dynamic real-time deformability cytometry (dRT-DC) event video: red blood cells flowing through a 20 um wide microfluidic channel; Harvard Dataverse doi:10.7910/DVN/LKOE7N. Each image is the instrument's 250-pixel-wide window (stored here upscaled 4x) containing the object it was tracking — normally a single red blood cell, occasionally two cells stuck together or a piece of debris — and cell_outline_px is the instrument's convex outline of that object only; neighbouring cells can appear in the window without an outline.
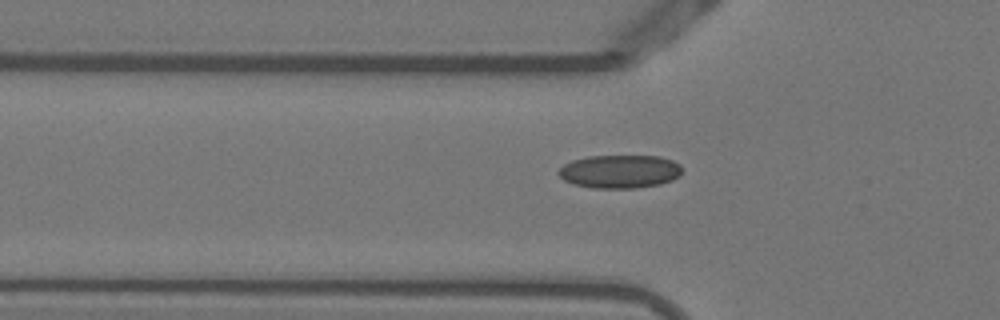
{"species": "Egyptian fruit bat (a non-hibernating species)", "species_latin": "Rousettus aegyptiacus", "temperature_condition": "warm", "stored_images_in_passage": 42, "camera_frame_rate_fps": 3000, "um_per_image_px": 0.085, "animal": {"sex": "female"}, "frame": {"image": 1, "passage_image": 6, "time_ms": 1.667, "image_size_px": [1000, 320], "cell_outline_px": [[680, 176], [672, 180], [660, 184], [636, 188], [592, 188], [572, 184], [564, 180], [556, 172], [564, 164], [572, 160], [588, 156], [660, 156], [672, 160], [680, 164]], "centroid_in_image_um": [52.66, 14.58], "position_along_channel_um": 73.1, "area_um2": 24.1}}
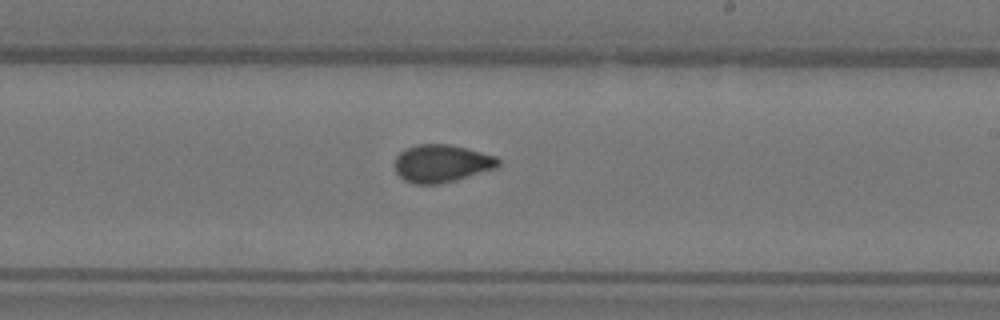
{"frame": {"image": 2, "passage_image": 20, "time_ms": 6.333, "image_size_px": [1000, 320], "cell_outline_px": [[500, 164], [496, 168], [456, 180], [440, 184], [412, 184], [404, 180], [396, 172], [396, 156], [400, 152], [416, 144], [452, 144], [496, 156], [500, 160]], "centroid_in_image_um": [37.55, 13.89], "position_along_channel_um": 251.4, "area_um2": 22.77}}
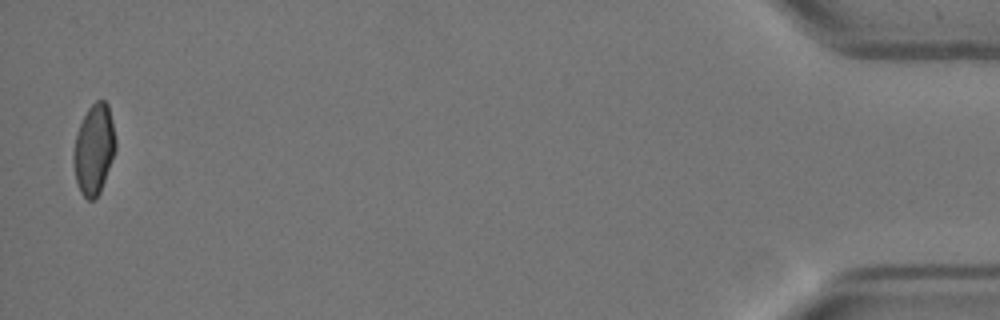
{"frame": {"image": 3, "passage_image": 41, "time_ms": 13.333, "image_size_px": [1000, 320], "cell_outline_px": [[116, 148], [100, 192], [92, 200], [88, 200], [80, 192], [76, 180], [72, 160], [72, 156], [76, 132], [88, 108], [96, 100], [104, 100], [108, 104], [116, 140]], "centroid_in_image_um": [7.97, 12.68], "position_along_channel_um": 427.2, "area_um2": 22.02}}